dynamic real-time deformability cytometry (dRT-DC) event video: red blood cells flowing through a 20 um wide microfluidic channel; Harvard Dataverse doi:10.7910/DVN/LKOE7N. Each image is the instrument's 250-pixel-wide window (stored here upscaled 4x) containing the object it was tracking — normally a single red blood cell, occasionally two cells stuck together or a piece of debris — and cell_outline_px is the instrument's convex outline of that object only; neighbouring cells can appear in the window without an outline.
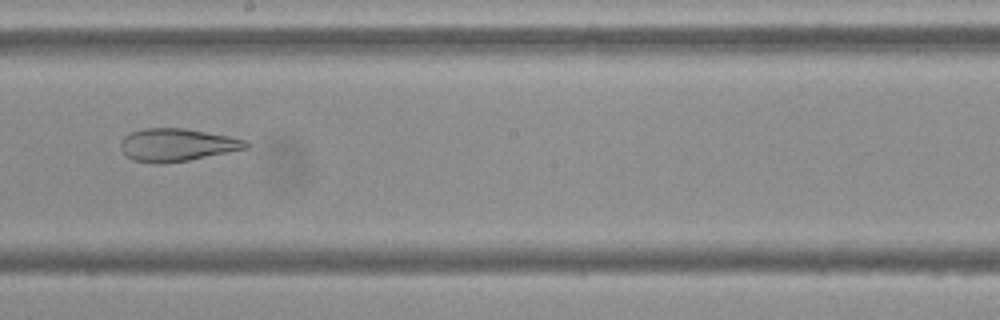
{"species": "Egyptian fruit bat (a non-hibernating species)", "species_latin": "Rousettus aegyptiacus", "temperature_condition": "cold", "stored_images_in_passage": 8, "camera_frame_rate_fps": 3000, "um_per_image_px": 0.085, "frame": {"image": 1, "passage_image": 7, "time_ms": 7.0, "image_size_px": [1000, 320], "cell_outline_px": [[248, 148], [188, 160], [160, 164], [132, 160], [124, 156], [120, 148], [120, 140], [124, 136], [132, 132], [144, 128], [184, 128], [228, 136], [244, 140], [248, 144]], "centroid_in_image_um": [14.96, 12.32], "position_along_channel_um": 233.2, "area_um2": 23.81}}
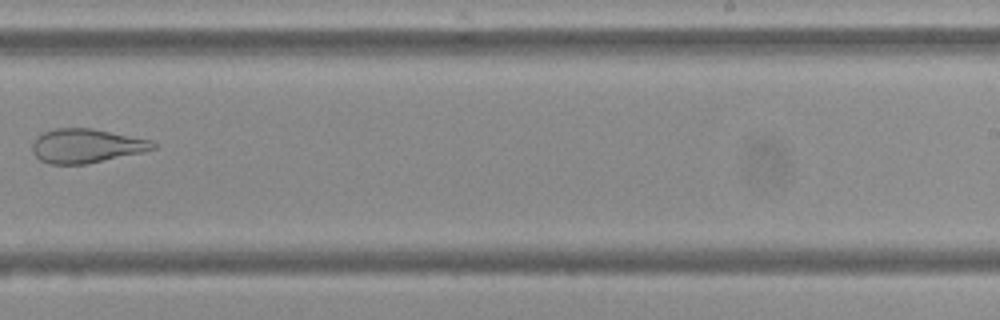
{"frame": {"image": 2, "passage_image": 8, "time_ms": 8.333, "image_size_px": [1000, 320], "cell_outline_px": [[156, 148], [144, 152], [84, 164], [48, 164], [40, 160], [32, 152], [32, 144], [36, 136], [44, 132], [56, 128], [92, 128], [152, 140], [156, 144]], "centroid_in_image_um": [7.32, 12.39], "position_along_channel_um": 281.7, "area_um2": 23.99}}